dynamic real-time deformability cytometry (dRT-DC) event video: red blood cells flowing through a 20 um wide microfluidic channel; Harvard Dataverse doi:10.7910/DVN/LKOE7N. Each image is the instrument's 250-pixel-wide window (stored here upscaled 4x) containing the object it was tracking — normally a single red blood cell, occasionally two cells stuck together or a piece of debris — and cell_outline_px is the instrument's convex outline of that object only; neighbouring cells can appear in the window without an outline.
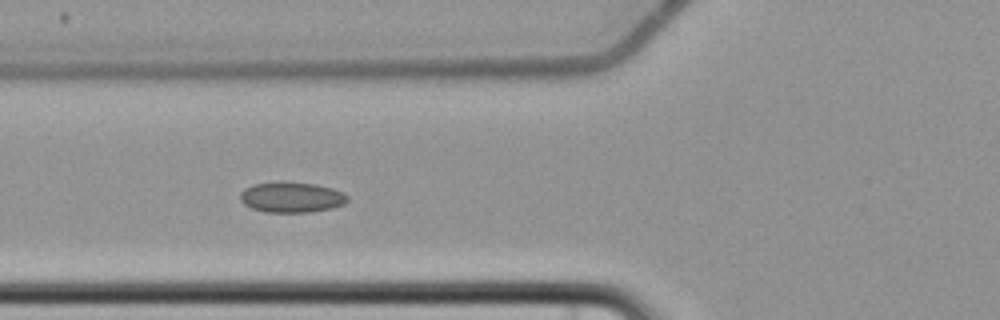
{"species": "common noctule bat (a hibernating species)", "species_latin": "Nyctalus noctula", "temperature_condition": "cold", "stored_images_in_passage": 6, "camera_frame_rate_fps": 3000, "um_per_image_px": 0.085, "animal": {"sex": "female", "body_mass_g": 22.7, "forearm_length_mm": 54.2}, "frame": {"image": 1, "passage_image": 6, "time_ms": 6.333, "image_size_px": [1000, 320], "cell_outline_px": [[348, 200], [344, 204], [332, 208], [308, 212], [264, 212], [252, 208], [244, 204], [240, 200], [240, 192], [244, 188], [252, 184], [316, 184], [332, 188], [344, 192], [348, 196]], "centroid_in_image_um": [24.8, 16.8], "position_along_channel_um": 101.0, "area_um2": 18.55}}